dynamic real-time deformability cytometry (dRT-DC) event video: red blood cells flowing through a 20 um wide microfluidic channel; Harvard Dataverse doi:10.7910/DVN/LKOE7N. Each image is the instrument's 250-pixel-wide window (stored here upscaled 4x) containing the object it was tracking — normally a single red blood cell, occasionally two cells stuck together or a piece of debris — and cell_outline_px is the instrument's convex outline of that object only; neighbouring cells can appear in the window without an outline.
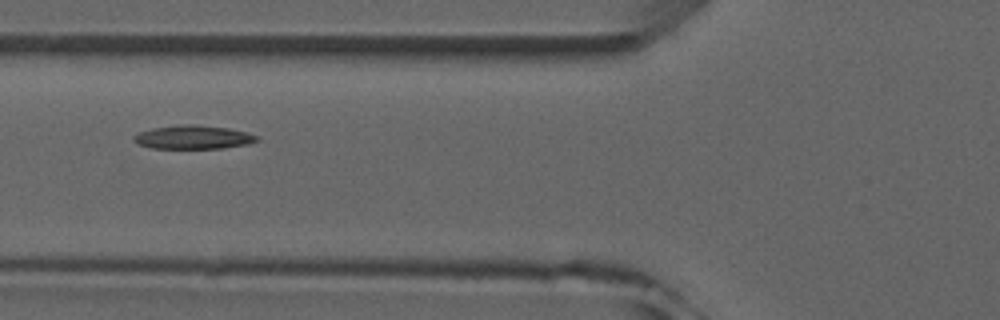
{"species": "common noctule bat (a hibernating species)", "species_latin": "Nyctalus noctula", "temperature_condition": "room temperature", "stored_images_in_passage": 5, "camera_frame_rate_fps": 3000, "um_per_image_px": 0.085, "animal": {"sex": "male", "forearm_length_mm": 52.5}, "frame": {"image": 1, "passage_image": 5, "time_ms": 5.667, "image_size_px": [1000, 320], "cell_outline_px": [[260, 140], [248, 144], [224, 148], [152, 148], [136, 144], [132, 140], [132, 136], [136, 132], [152, 128], [180, 124], [192, 124], [228, 128], [244, 132], [256, 136]], "centroid_in_image_um": [16.34, 11.66], "position_along_channel_um": 109.5, "area_um2": 17.05}}